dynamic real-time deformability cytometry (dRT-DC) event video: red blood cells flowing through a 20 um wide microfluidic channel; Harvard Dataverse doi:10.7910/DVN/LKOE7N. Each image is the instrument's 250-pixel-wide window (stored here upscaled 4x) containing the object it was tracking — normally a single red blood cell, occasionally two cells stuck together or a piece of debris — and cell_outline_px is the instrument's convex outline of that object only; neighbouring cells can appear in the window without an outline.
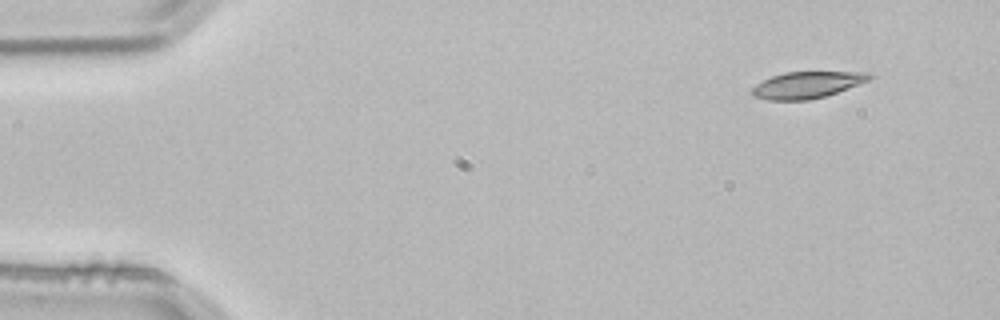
{"species": "common noctule bat (a hibernating species)", "species_latin": "Nyctalus noctula", "temperature_condition": "room temperature", "stored_images_in_passage": 3, "segment_of_instrument_passage": [1, 2], "camera_frame_rate_fps": 3000, "um_per_image_px": 0.085, "animal": {"sex": "male", "body_mass_g": 21.5, "forearm_length_mm": 52.0}, "frame": {"image": 1, "passage_image": 1, "time_ms": 0.0, "image_size_px": [1000, 320], "cell_outline_px": [[876, 76], [868, 80], [848, 88], [824, 96], [808, 100], [768, 100], [752, 96], [748, 92], [756, 84], [772, 76], [784, 72], [872, 72]], "centroid_in_image_um": [68.58, 7.21], "position_along_channel_um": 16.4, "area_um2": 18.21}}